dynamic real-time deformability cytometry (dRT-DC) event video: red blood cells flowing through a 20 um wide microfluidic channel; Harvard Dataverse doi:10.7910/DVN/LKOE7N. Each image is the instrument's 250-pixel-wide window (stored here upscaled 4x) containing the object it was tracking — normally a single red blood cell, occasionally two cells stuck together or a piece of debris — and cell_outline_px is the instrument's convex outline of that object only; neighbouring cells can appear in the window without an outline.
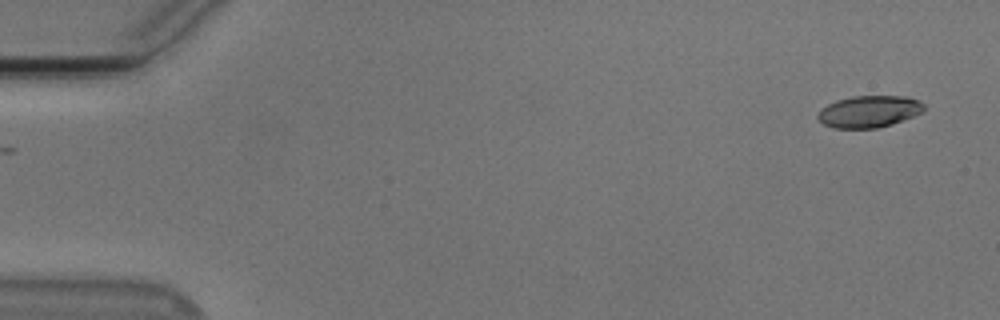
{"species": "Egyptian fruit bat (a non-hibernating species)", "species_latin": "Rousettus aegyptiacus", "temperature_condition": "cold", "stored_images_in_passage": 53, "camera_frame_rate_fps": 3000, "um_per_image_px": 0.085, "animal": {"sex": "male"}, "frame": {"image": 1, "passage_image": 1, "time_ms": 0.0, "image_size_px": [1000, 320], "cell_outline_px": [[924, 108], [920, 112], [912, 116], [892, 124], [876, 128], [832, 128], [824, 124], [816, 116], [820, 108], [836, 100], [852, 96], [904, 96], [916, 100], [924, 104]], "centroid_in_image_um": [73.81, 9.48], "position_along_channel_um": 11.2, "area_um2": 19.54}}
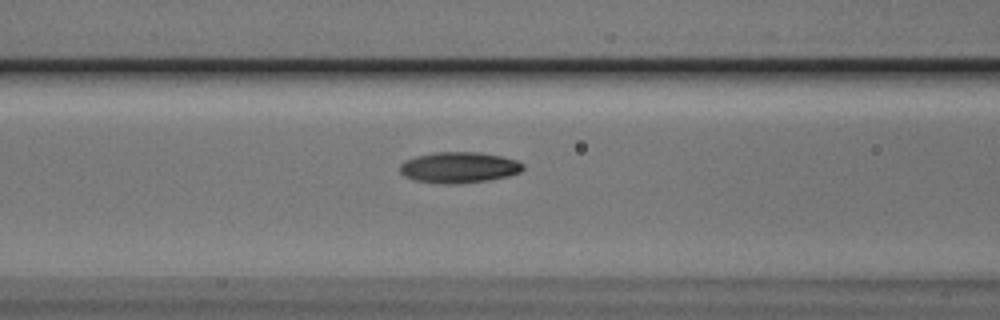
{"frame": {"image": 2, "passage_image": 21, "time_ms": 6.667, "image_size_px": [1000, 320], "cell_outline_px": [[524, 168], [520, 172], [508, 176], [492, 180], [456, 184], [440, 184], [412, 180], [404, 176], [400, 172], [400, 164], [404, 160], [416, 156], [436, 152], [480, 152], [500, 156], [516, 160], [524, 164]], "centroid_in_image_um": [39.0, 14.24], "position_along_channel_um": 127.6, "area_um2": 22.48}}
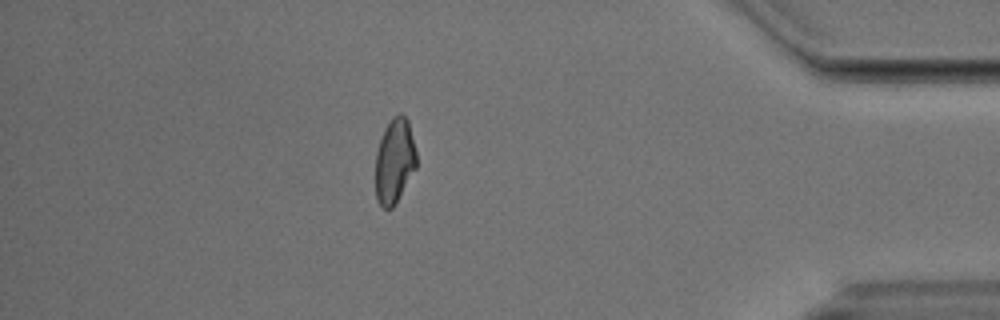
{"frame": {"image": 3, "passage_image": 46, "time_ms": 15.0, "image_size_px": [1000, 320], "cell_outline_px": [[416, 168], [392, 208], [384, 208], [376, 200], [376, 152], [384, 128], [392, 116], [400, 112], [408, 120], [416, 152]], "centroid_in_image_um": [33.53, 13.65], "position_along_channel_um": 401.7, "area_um2": 20.11}, "authors_computed_cell_mechanics": {"area_um2": 21.0392, "velocity_mm_per_s": 3.7659, "shape_relaxation_time_tau1_ms": 5.2904, "shape_relaxation_time_tau2_ms": 6.4846, "deformation_change_tau1": 0.1737, "deformation_change_tau2": 0.1322}}